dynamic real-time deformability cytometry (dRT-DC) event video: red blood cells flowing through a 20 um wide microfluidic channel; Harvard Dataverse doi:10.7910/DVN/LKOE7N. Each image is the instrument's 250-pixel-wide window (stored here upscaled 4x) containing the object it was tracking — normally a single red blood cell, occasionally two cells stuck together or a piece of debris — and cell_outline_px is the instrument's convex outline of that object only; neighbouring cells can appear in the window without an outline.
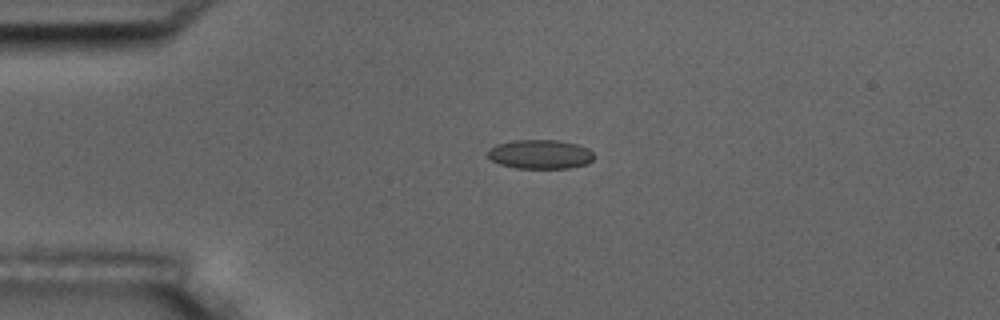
{"species": "common noctule bat (a hibernating species)", "species_latin": "Nyctalus noctula", "temperature_condition": "room temperature", "stored_images_in_passage": 4, "camera_frame_rate_fps": 3000, "um_per_image_px": 0.085, "animal": {"sex": "male", "body_mass_g": 17.5, "forearm_length_mm": 52.3}, "frame": {"image": 1, "passage_image": 2, "time_ms": 0.333, "image_size_px": [1000, 320], "cell_outline_px": [[596, 156], [592, 160], [584, 164], [568, 168], [516, 168], [500, 164], [492, 160], [488, 156], [488, 148], [496, 144], [512, 140], [556, 140], [576, 144], [588, 148]], "centroid_in_image_um": [45.89, 13.1], "position_along_channel_um": 39.1, "area_um2": 18.03}}